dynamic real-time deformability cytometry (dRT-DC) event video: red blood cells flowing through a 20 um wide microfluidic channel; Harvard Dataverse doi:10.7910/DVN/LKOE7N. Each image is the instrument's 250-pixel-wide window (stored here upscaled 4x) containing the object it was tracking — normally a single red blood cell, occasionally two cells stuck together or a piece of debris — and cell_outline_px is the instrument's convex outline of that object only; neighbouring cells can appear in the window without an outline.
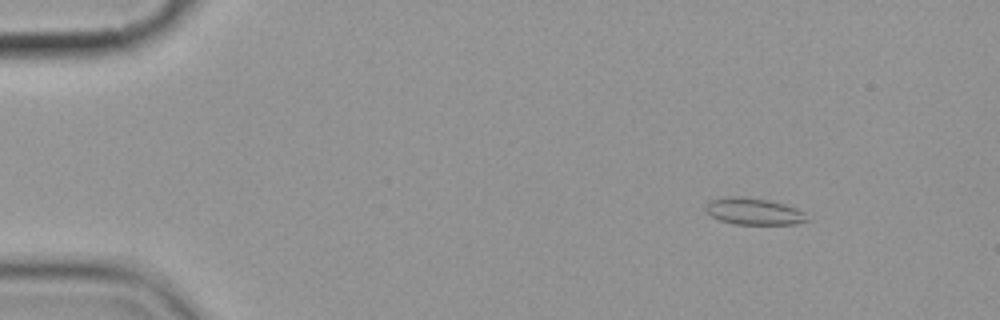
{"species": "common noctule bat (a hibernating species)", "species_latin": "Nyctalus noctula", "temperature_condition": "cold", "stored_images_in_passage": 4, "camera_frame_rate_fps": 3000, "um_per_image_px": 0.085, "animal": {"sex": "female", "body_mass_g": 19.9}, "frame": {"image": 1, "passage_image": 2, "time_ms": 1.333, "image_size_px": [1000, 320], "cell_outline_px": [[812, 220], [796, 224], [732, 224], [720, 220], [712, 216], [704, 208], [704, 204], [708, 200], [732, 196], [740, 196], [768, 200], [784, 204], [796, 208], [804, 212]], "centroid_in_image_um": [64.08, 17.97], "position_along_channel_um": 20.9, "area_um2": 15.95}}